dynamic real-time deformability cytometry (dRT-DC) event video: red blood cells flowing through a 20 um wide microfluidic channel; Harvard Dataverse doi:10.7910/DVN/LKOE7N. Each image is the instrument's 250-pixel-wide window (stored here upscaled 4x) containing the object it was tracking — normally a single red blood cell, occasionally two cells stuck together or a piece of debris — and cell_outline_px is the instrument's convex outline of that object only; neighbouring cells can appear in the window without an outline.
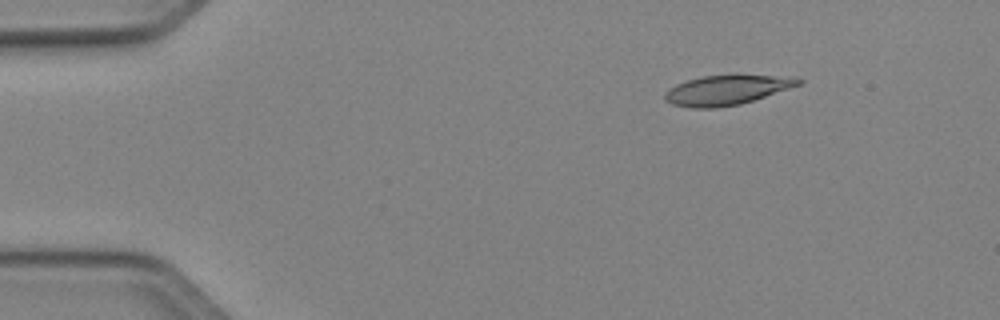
{"species": "Egyptian fruit bat (a non-hibernating species)", "species_latin": "Rousettus aegyptiacus", "temperature_condition": "cold", "stored_images_in_passage": 6, "camera_frame_rate_fps": 3000, "um_per_image_px": 0.085, "animal": {"sex": "female"}, "frame": {"image": 1, "passage_image": 1, "time_ms": 0.0, "image_size_px": [1000, 320], "cell_outline_px": [[804, 80], [800, 84], [740, 104], [716, 108], [692, 108], [672, 104], [664, 100], [664, 92], [668, 88], [676, 84], [688, 80], [704, 76], [732, 72], [736, 72], [796, 76]], "centroid_in_image_um": [61.8, 7.59], "position_along_channel_um": 23.2, "area_um2": 24.1}}